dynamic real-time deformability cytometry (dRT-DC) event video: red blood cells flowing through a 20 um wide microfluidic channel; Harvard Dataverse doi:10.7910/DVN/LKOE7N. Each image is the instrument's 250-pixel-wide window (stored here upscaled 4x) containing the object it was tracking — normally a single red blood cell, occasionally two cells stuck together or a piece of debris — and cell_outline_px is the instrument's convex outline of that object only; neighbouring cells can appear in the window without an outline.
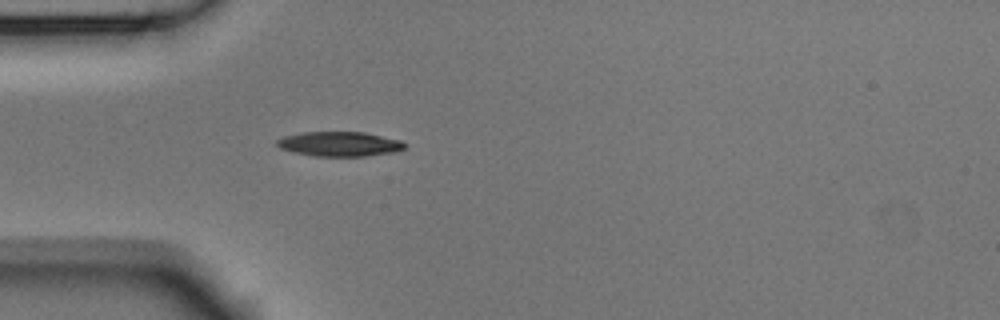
{"species": "Egyptian fruit bat (a non-hibernating species)", "species_latin": "Rousettus aegyptiacus", "temperature_condition": "room temperature", "stored_images_in_passage": 1, "camera_frame_rate_fps": 3000, "um_per_image_px": 0.085, "animal": {"sex": "male"}, "frame": {"image": 1, "passage_image": 1, "time_ms": 0.0, "image_size_px": [1000, 320], "cell_outline_px": [[404, 148], [396, 152], [364, 156], [316, 156], [296, 152], [280, 148], [276, 144], [276, 140], [284, 136], [304, 132], [364, 132], [400, 140], [404, 144]], "centroid_in_image_um": [28.86, 12.23], "position_along_channel_um": 56.1, "area_um2": 18.15}}